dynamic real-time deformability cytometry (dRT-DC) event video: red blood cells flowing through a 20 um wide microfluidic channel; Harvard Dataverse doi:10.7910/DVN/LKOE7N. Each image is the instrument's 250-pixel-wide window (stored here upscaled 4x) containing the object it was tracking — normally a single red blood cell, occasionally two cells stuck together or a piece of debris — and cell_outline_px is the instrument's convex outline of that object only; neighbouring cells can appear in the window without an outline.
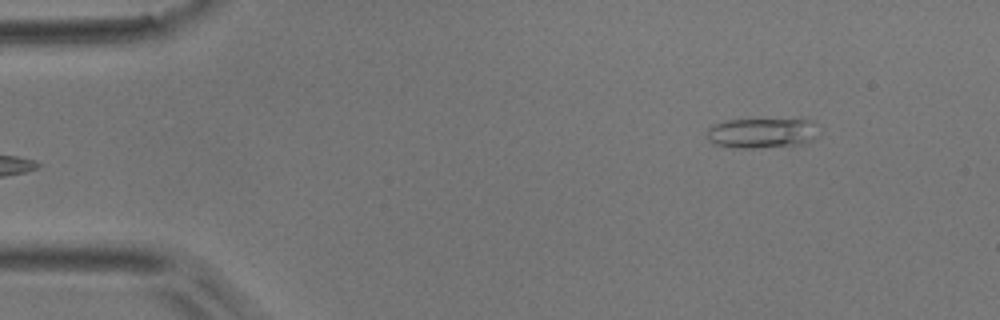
{"species": "common noctule bat (a hibernating species)", "species_latin": "Nyctalus noctula", "temperature_condition": "room temperature", "stored_images_in_passage": 47, "camera_frame_rate_fps": 3000, "um_per_image_px": 0.085, "animal": {"sex": "male", "body_mass_g": 17.9}, "frame": {"image": 1, "passage_image": 1, "time_ms": 0.0, "image_size_px": [1000, 320], "cell_outline_px": [[820, 136], [812, 140], [800, 144], [756, 148], [728, 148], [712, 144], [708, 140], [708, 128], [712, 124], [724, 120], [800, 116], [804, 116], [812, 120], [820, 132]], "centroid_in_image_um": [64.84, 11.24], "position_along_channel_um": 20.2, "area_um2": 21.15}}
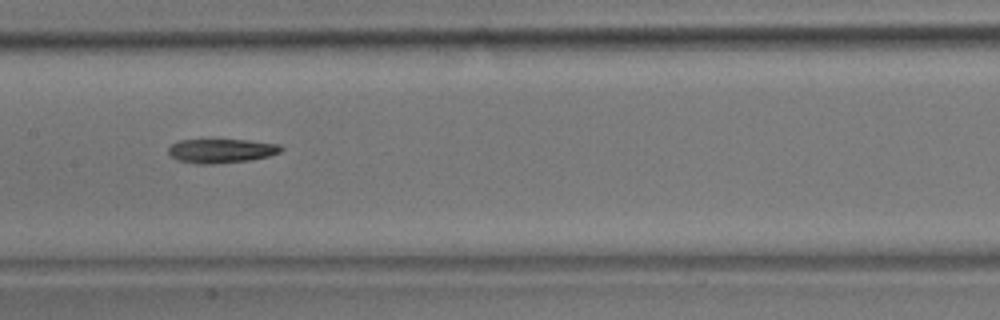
{"frame": {"image": 2, "passage_image": 20, "time_ms": 6.333, "image_size_px": [1000, 320], "cell_outline_px": [[284, 148], [280, 152], [268, 156], [248, 160], [208, 164], [196, 164], [176, 160], [168, 152], [168, 148], [172, 144], [180, 140], [248, 140], [280, 144]], "centroid_in_image_um": [18.81, 12.82], "position_along_channel_um": 188.6, "area_um2": 15.72}}
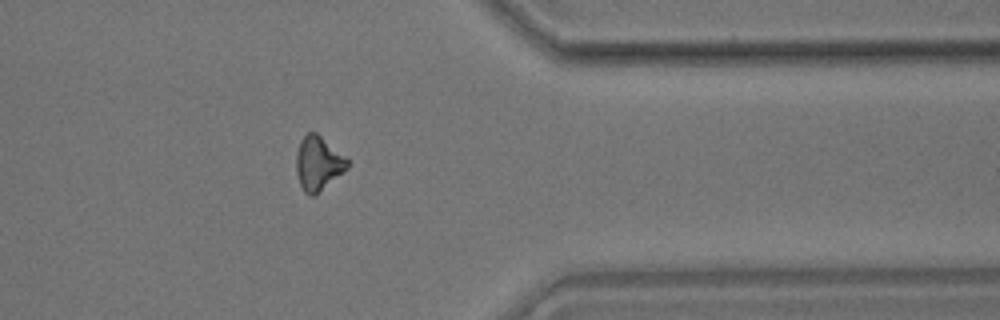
{"frame": {"image": 3, "passage_image": 36, "time_ms": 11.667, "image_size_px": [1000, 320], "cell_outline_px": [[348, 168], [344, 172], [312, 196], [308, 196], [304, 192], [300, 184], [296, 172], [296, 152], [300, 140], [308, 132], [316, 132], [348, 160]], "centroid_in_image_um": [27.01, 13.88], "position_along_channel_um": 384.4, "area_um2": 15.84}}